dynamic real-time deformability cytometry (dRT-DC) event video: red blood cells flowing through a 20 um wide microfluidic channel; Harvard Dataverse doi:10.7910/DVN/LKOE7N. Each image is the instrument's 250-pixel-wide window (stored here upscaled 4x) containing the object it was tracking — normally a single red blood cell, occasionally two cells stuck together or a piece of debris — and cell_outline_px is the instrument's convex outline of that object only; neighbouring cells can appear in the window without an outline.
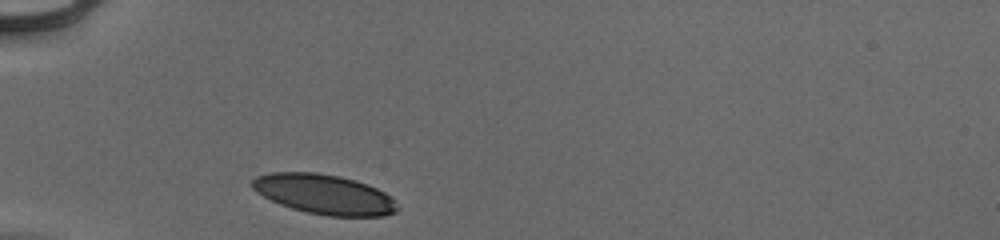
{"species": "human", "species_latin": "Homo sapiens", "temperature_condition": "cold", "stored_images_in_passage": 29, "camera_frame_rate_fps": 3000, "um_per_image_px": 0.085, "donor": {"sex": "male"}, "frame": {"image": 1, "passage_image": 1, "time_ms": 0.0, "image_size_px": [1000, 240], "cell_outline_px": [[400, 208], [396, 212], [384, 216], [328, 216], [308, 212], [292, 208], [280, 204], [256, 192], [248, 184], [256, 176], [272, 172], [316, 172], [340, 176], [356, 180], [376, 188], [392, 196], [396, 200]], "centroid_in_image_um": [27.58, 16.51], "position_along_channel_um": 57.4, "area_um2": 33.93}}
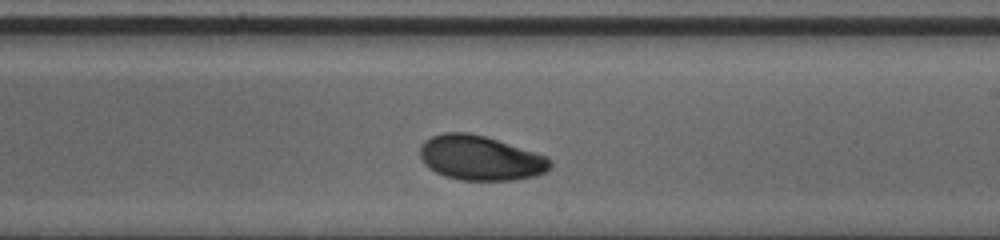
{"frame": {"image": 2, "passage_image": 17, "time_ms": 5.333, "image_size_px": [1000, 240], "cell_outline_px": [[552, 168], [548, 172], [536, 176], [516, 180], [460, 180], [444, 176], [428, 168], [424, 164], [420, 156], [420, 148], [424, 140], [432, 136], [444, 132], [468, 132], [484, 136], [536, 152], [548, 156], [552, 160]], "centroid_in_image_um": [40.86, 13.44], "position_along_channel_um": 248.1, "area_um2": 34.28}}
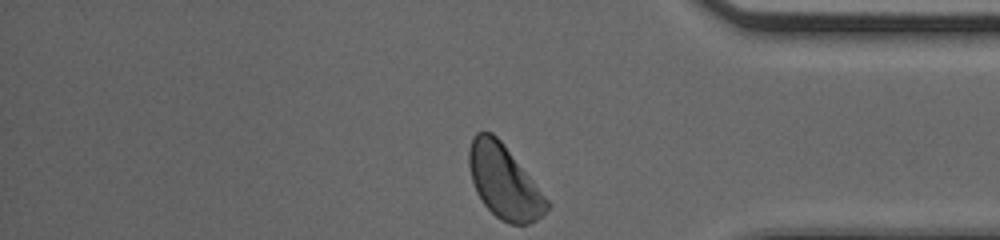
{"frame": {"image": 3, "passage_image": 29, "time_ms": 9.333, "image_size_px": [1000, 240], "cell_outline_px": [[552, 204], [536, 220], [528, 224], [508, 224], [500, 220], [480, 200], [476, 192], [472, 180], [468, 164], [468, 148], [472, 136], [476, 132], [492, 132], [500, 140]], "centroid_in_image_um": [42.82, 15.45], "position_along_channel_um": 392.4, "area_um2": 33.18}, "authors_computed_cell_mechanics": {"area_um2": 33.9286, "velocity_mm_per_s": 3.8927, "shape_relaxation_time_tau1_ms": 2.4204, "shape_relaxation_time_tau2_ms": null, "deformation_change_tau1": 0.0869, "deformation_change_tau2": null}}